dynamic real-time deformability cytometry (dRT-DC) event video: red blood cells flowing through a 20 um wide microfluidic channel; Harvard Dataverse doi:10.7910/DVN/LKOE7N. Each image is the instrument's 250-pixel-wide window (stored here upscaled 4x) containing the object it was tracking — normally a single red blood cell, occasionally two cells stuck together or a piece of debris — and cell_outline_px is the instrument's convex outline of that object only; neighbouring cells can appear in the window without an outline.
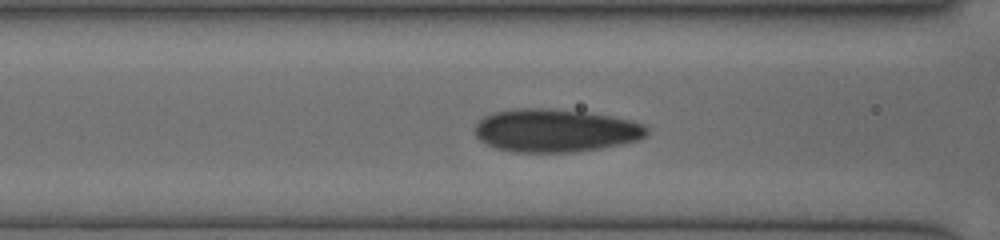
{"species": "human", "species_latin": "Homo sapiens", "temperature_condition": "cold", "stored_images_in_passage": 9, "segment_of_instrument_passage": [1, 2], "camera_frame_rate_fps": 3000, "um_per_image_px": 0.085, "donor": {"sex": "female"}, "frame": {"image": 1, "passage_image": 8, "time_ms": 3.667, "image_size_px": [1000, 240], "cell_outline_px": [[648, 132], [644, 136], [636, 140], [620, 144], [600, 148], [572, 152], [512, 152], [496, 148], [480, 140], [476, 136], [476, 124], [484, 116], [496, 112], [516, 108], [552, 108], [584, 112], [632, 120], [644, 124], [648, 128]], "centroid_in_image_um": [47.2, 11.09], "position_along_channel_um": 119.4, "area_um2": 42.89}}